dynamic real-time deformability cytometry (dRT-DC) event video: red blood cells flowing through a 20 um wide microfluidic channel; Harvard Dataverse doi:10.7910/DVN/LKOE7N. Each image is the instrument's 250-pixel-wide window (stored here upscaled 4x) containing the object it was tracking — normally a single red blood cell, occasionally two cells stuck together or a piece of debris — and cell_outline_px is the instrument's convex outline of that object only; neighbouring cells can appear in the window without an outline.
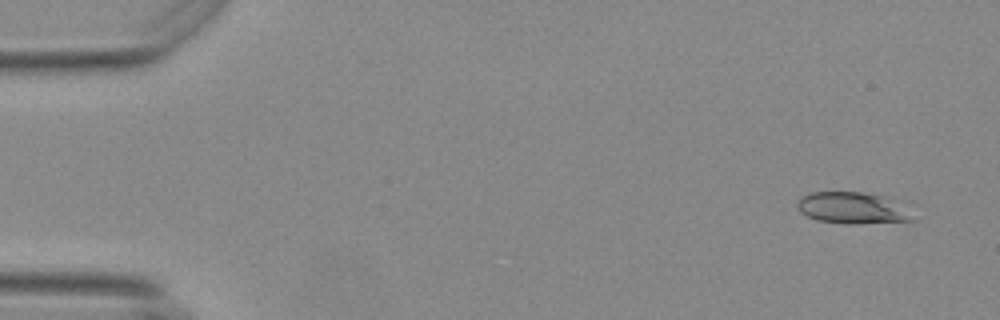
{"species": "Egyptian fruit bat (a non-hibernating species)", "species_latin": "Rousettus aegyptiacus", "temperature_condition": "warm", "stored_images_in_passage": 53, "camera_frame_rate_fps": 3000, "um_per_image_px": 0.085, "animal": {"sex": "female"}, "frame": {"image": 1, "passage_image": 1, "time_ms": 0.0, "image_size_px": [1000, 320], "cell_outline_px": [[912, 220], [852, 224], [848, 224], [816, 220], [800, 212], [796, 204], [800, 196], [812, 192], [864, 192], [880, 196]], "centroid_in_image_um": [72.14, 17.67], "position_along_channel_um": 12.9, "area_um2": 19.77}}
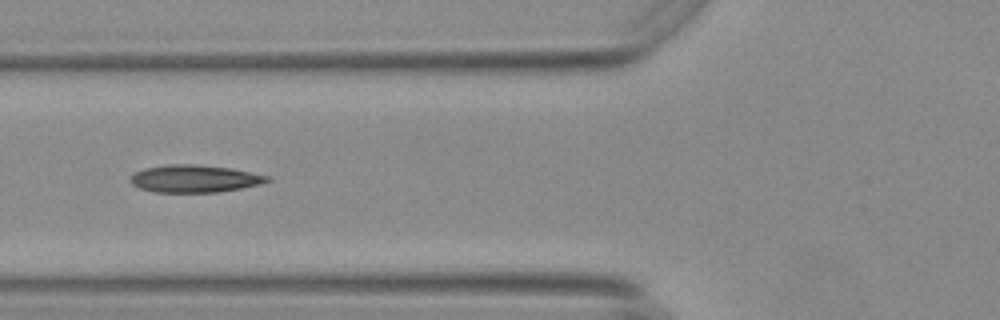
{"frame": {"image": 2, "passage_image": 19, "time_ms": 6.0, "image_size_px": [1000, 320], "cell_outline_px": [[272, 180], [260, 184], [240, 188], [216, 192], [156, 192], [140, 188], [132, 184], [128, 180], [136, 172], [144, 168], [172, 164], [192, 164], [228, 168], [272, 176]], "centroid_in_image_um": [16.55, 15.19], "position_along_channel_um": 109.3, "area_um2": 21.68}}
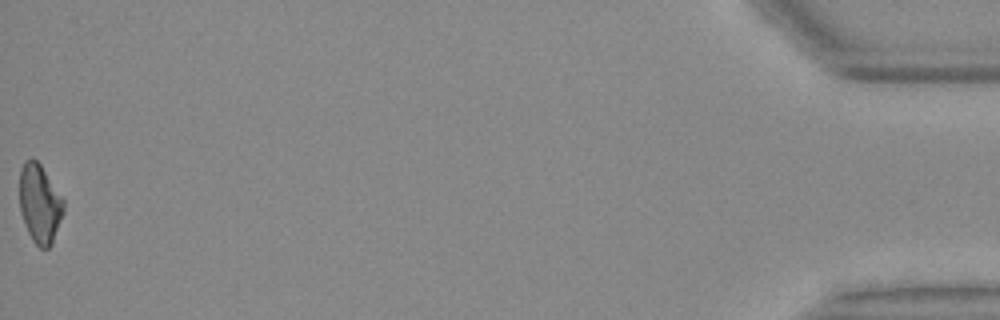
{"frame": {"image": 3, "passage_image": 53, "time_ms": 17.333, "image_size_px": [1000, 320], "cell_outline_px": [[64, 212], [52, 244], [48, 248], [40, 248], [32, 240], [28, 232], [20, 212], [20, 168], [24, 160], [32, 156], [40, 164], [64, 200]], "centroid_in_image_um": [3.37, 17.3], "position_along_channel_um": 431.8, "area_um2": 20.29}, "authors_computed_cell_mechanics": {"area_um2": 20.808, "velocity_mm_per_s": 3.73, "shape_relaxation_time_tau1_ms": null, "shape_relaxation_time_tau2_ms": 3.9199, "deformation_change_tau1": null, "deformation_change_tau2": 0.1184}}